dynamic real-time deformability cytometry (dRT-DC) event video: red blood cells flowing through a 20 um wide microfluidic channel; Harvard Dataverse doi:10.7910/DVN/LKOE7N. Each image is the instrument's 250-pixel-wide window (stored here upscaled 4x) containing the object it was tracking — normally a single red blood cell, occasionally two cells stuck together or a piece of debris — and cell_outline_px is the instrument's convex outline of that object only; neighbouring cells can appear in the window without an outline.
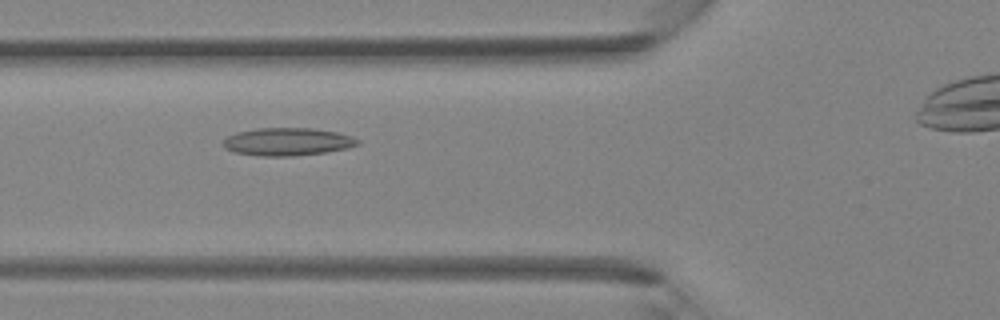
{"species": "Egyptian fruit bat (a non-hibernating species)", "species_latin": "Rousettus aegyptiacus", "temperature_condition": "room temperature", "stored_images_in_passage": 35, "camera_frame_rate_fps": 3000, "um_per_image_px": 0.085, "animal": {"sex": "female"}, "frame": {"image": 1, "passage_image": 14, "time_ms": 4.333, "image_size_px": [1000, 320], "cell_outline_px": [[360, 144], [348, 148], [324, 152], [292, 156], [260, 156], [236, 152], [224, 148], [224, 140], [228, 136], [236, 132], [256, 128], [312, 128], [336, 132], [352, 136], [360, 140]], "centroid_in_image_um": [24.45, 12.04], "position_along_channel_um": 101.3, "area_um2": 21.73}}
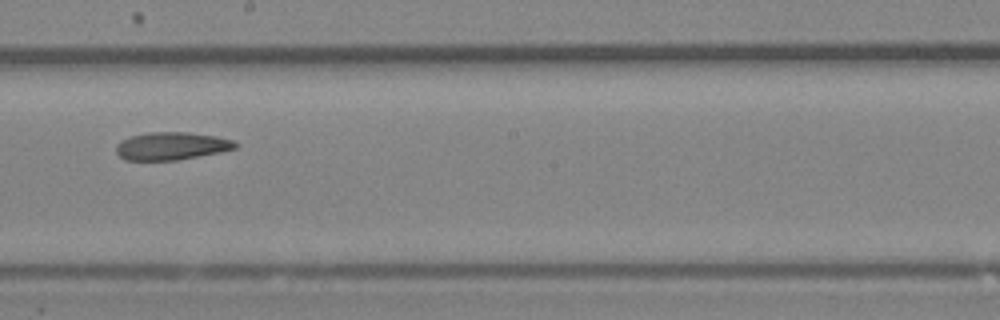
{"frame": {"image": 2, "passage_image": 22, "time_ms": 7.0, "image_size_px": [1000, 320], "cell_outline_px": [[236, 148], [220, 152], [176, 160], [124, 160], [116, 152], [116, 144], [120, 140], [128, 136], [148, 132], [188, 132], [216, 136], [232, 140], [236, 144]], "centroid_in_image_um": [14.52, 12.4], "position_along_channel_um": 233.7, "area_um2": 19.31}}
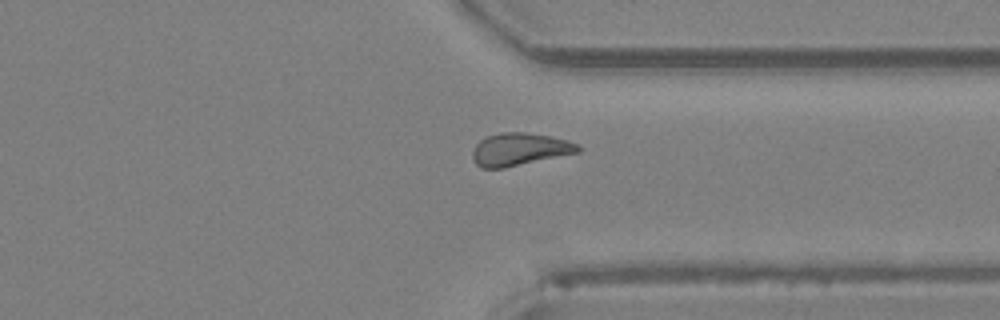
{"frame": {"image": 3, "passage_image": 30, "time_ms": 9.667, "image_size_px": [1000, 320], "cell_outline_px": [[580, 152], [504, 168], [480, 168], [472, 160], [472, 152], [476, 144], [484, 136], [500, 132], [524, 132], [548, 136], [568, 140], [580, 144]], "centroid_in_image_um": [44.14, 12.69], "position_along_channel_um": 367.3, "area_um2": 20.23}}